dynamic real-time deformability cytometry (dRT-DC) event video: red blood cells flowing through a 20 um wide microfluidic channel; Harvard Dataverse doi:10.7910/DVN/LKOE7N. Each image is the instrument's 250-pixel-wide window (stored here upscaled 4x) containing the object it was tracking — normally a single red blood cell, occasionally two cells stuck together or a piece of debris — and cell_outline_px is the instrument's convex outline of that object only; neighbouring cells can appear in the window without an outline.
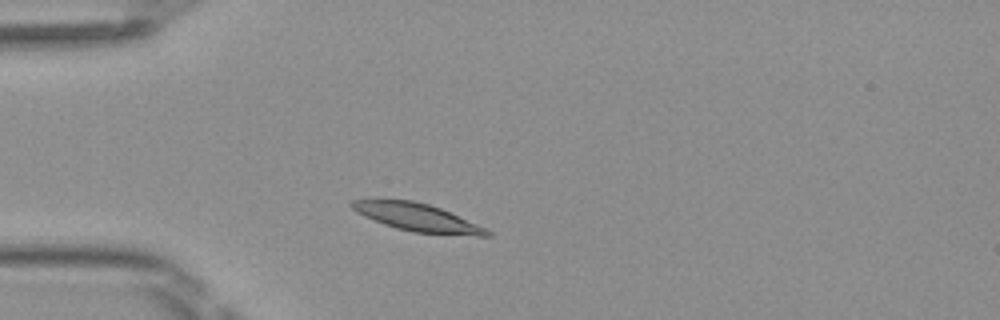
{"species": "Egyptian fruit bat (a non-hibernating species)", "species_latin": "Rousettus aegyptiacus", "temperature_condition": "room temperature", "stored_images_in_passage": 42, "camera_frame_rate_fps": 3000, "um_per_image_px": 0.085, "frame": {"image": 1, "passage_image": 6, "time_ms": 1.667, "image_size_px": [1000, 320], "cell_outline_px": [[492, 236], [476, 236], [412, 232], [396, 228], [384, 224], [364, 216], [356, 212], [348, 204], [352, 200], [372, 196], [376, 196], [412, 200], [428, 204], [440, 208], [488, 228], [492, 232]], "centroid_in_image_um": [35.39, 18.43], "position_along_channel_um": 49.6, "area_um2": 22.77}}
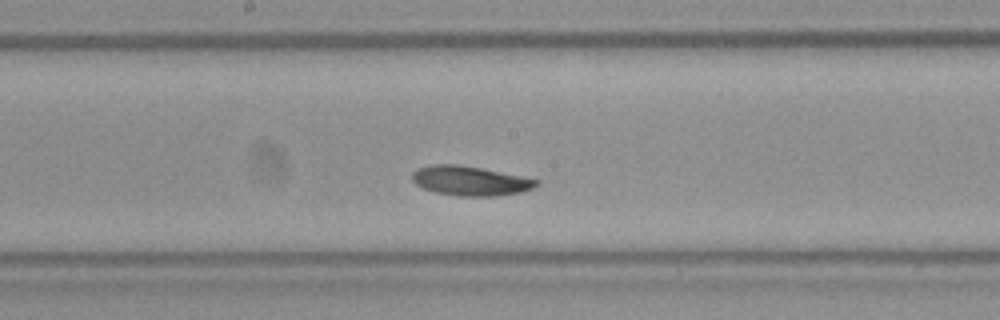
{"frame": {"image": 2, "passage_image": 19, "time_ms": 6.0, "image_size_px": [1000, 320], "cell_outline_px": [[540, 184], [532, 188], [520, 192], [496, 196], [460, 196], [436, 192], [424, 188], [416, 184], [412, 180], [412, 172], [416, 168], [432, 164], [456, 164], [480, 168], [540, 180]], "centroid_in_image_um": [39.94, 15.36], "position_along_channel_um": 208.3, "area_um2": 21.21}}
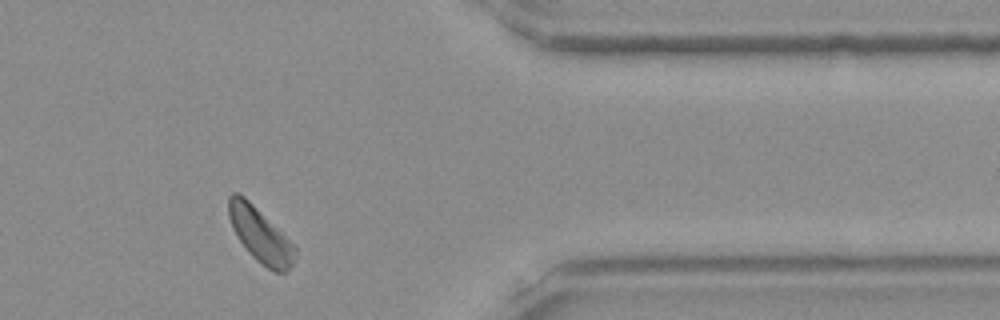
{"frame": {"image": 3, "passage_image": 34, "time_ms": 11.0, "image_size_px": [1000, 320], "cell_outline_px": [[296, 252], [292, 264], [284, 272], [272, 272], [256, 260], [248, 252], [232, 228], [228, 216], [228, 196], [232, 192], [236, 192], [244, 196], [296, 248]], "centroid_in_image_um": [22.07, 19.98], "position_along_channel_um": 389.3, "area_um2": 20.46}, "authors_computed_cell_mechanics": {"area_um2": 21.0392, "velocity_mm_per_s": 4.0031, "shape_relaxation_time_tau1_ms": 2.2199, "shape_relaxation_time_tau2_ms": null, "deformation_change_tau1": 0.0683, "deformation_change_tau2": null}}